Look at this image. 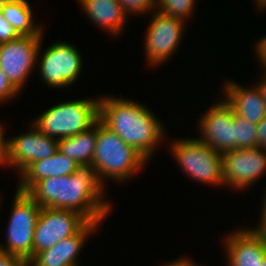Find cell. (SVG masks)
Returning <instances> with one entry per match:
<instances>
[{
  "label": "cell",
  "mask_w": 266,
  "mask_h": 266,
  "mask_svg": "<svg viewBox=\"0 0 266 266\" xmlns=\"http://www.w3.org/2000/svg\"><path fill=\"white\" fill-rule=\"evenodd\" d=\"M195 0H156V10L161 14L187 21L193 15Z\"/></svg>",
  "instance_id": "obj_22"
},
{
  "label": "cell",
  "mask_w": 266,
  "mask_h": 266,
  "mask_svg": "<svg viewBox=\"0 0 266 266\" xmlns=\"http://www.w3.org/2000/svg\"><path fill=\"white\" fill-rule=\"evenodd\" d=\"M15 191L6 231L7 244L0 243V251L28 263L33 258V237L41 207L26 192Z\"/></svg>",
  "instance_id": "obj_6"
},
{
  "label": "cell",
  "mask_w": 266,
  "mask_h": 266,
  "mask_svg": "<svg viewBox=\"0 0 266 266\" xmlns=\"http://www.w3.org/2000/svg\"><path fill=\"white\" fill-rule=\"evenodd\" d=\"M171 154L185 174L209 185H224L222 153L214 151L199 138H177L169 144Z\"/></svg>",
  "instance_id": "obj_5"
},
{
  "label": "cell",
  "mask_w": 266,
  "mask_h": 266,
  "mask_svg": "<svg viewBox=\"0 0 266 266\" xmlns=\"http://www.w3.org/2000/svg\"><path fill=\"white\" fill-rule=\"evenodd\" d=\"M263 76H261V80H259V83L257 84L259 90L261 91L262 94V98L265 102V106H266V72H262Z\"/></svg>",
  "instance_id": "obj_32"
},
{
  "label": "cell",
  "mask_w": 266,
  "mask_h": 266,
  "mask_svg": "<svg viewBox=\"0 0 266 266\" xmlns=\"http://www.w3.org/2000/svg\"><path fill=\"white\" fill-rule=\"evenodd\" d=\"M254 50L256 51L255 54H257V60L261 63V67H263V71L266 72V36H263L262 39L258 41V43L255 44Z\"/></svg>",
  "instance_id": "obj_28"
},
{
  "label": "cell",
  "mask_w": 266,
  "mask_h": 266,
  "mask_svg": "<svg viewBox=\"0 0 266 266\" xmlns=\"http://www.w3.org/2000/svg\"><path fill=\"white\" fill-rule=\"evenodd\" d=\"M88 220L70 209L41 208L33 237V257L76 234Z\"/></svg>",
  "instance_id": "obj_9"
},
{
  "label": "cell",
  "mask_w": 266,
  "mask_h": 266,
  "mask_svg": "<svg viewBox=\"0 0 266 266\" xmlns=\"http://www.w3.org/2000/svg\"><path fill=\"white\" fill-rule=\"evenodd\" d=\"M0 266H27L18 256L0 251Z\"/></svg>",
  "instance_id": "obj_27"
},
{
  "label": "cell",
  "mask_w": 266,
  "mask_h": 266,
  "mask_svg": "<svg viewBox=\"0 0 266 266\" xmlns=\"http://www.w3.org/2000/svg\"><path fill=\"white\" fill-rule=\"evenodd\" d=\"M59 150L47 159L31 163L20 175L17 190L28 192L38 181L48 177H60L73 174L79 167Z\"/></svg>",
  "instance_id": "obj_17"
},
{
  "label": "cell",
  "mask_w": 266,
  "mask_h": 266,
  "mask_svg": "<svg viewBox=\"0 0 266 266\" xmlns=\"http://www.w3.org/2000/svg\"><path fill=\"white\" fill-rule=\"evenodd\" d=\"M27 133L9 139V164L18 176L33 162L47 159L58 150V140L42 134L33 124Z\"/></svg>",
  "instance_id": "obj_13"
},
{
  "label": "cell",
  "mask_w": 266,
  "mask_h": 266,
  "mask_svg": "<svg viewBox=\"0 0 266 266\" xmlns=\"http://www.w3.org/2000/svg\"><path fill=\"white\" fill-rule=\"evenodd\" d=\"M91 21L106 29L111 36H118L124 30L128 15L118 0H77Z\"/></svg>",
  "instance_id": "obj_18"
},
{
  "label": "cell",
  "mask_w": 266,
  "mask_h": 266,
  "mask_svg": "<svg viewBox=\"0 0 266 266\" xmlns=\"http://www.w3.org/2000/svg\"><path fill=\"white\" fill-rule=\"evenodd\" d=\"M225 101L234 113L251 123L258 124L266 116V106L258 86L245 88L234 81H227L223 86Z\"/></svg>",
  "instance_id": "obj_16"
},
{
  "label": "cell",
  "mask_w": 266,
  "mask_h": 266,
  "mask_svg": "<svg viewBox=\"0 0 266 266\" xmlns=\"http://www.w3.org/2000/svg\"><path fill=\"white\" fill-rule=\"evenodd\" d=\"M19 37L20 35L17 33V31L10 25V23L0 12V44L7 43Z\"/></svg>",
  "instance_id": "obj_25"
},
{
  "label": "cell",
  "mask_w": 266,
  "mask_h": 266,
  "mask_svg": "<svg viewBox=\"0 0 266 266\" xmlns=\"http://www.w3.org/2000/svg\"><path fill=\"white\" fill-rule=\"evenodd\" d=\"M224 186L246 190L266 174V151L261 148L234 149L222 153Z\"/></svg>",
  "instance_id": "obj_11"
},
{
  "label": "cell",
  "mask_w": 266,
  "mask_h": 266,
  "mask_svg": "<svg viewBox=\"0 0 266 266\" xmlns=\"http://www.w3.org/2000/svg\"><path fill=\"white\" fill-rule=\"evenodd\" d=\"M234 149L258 147V125L251 123L233 111Z\"/></svg>",
  "instance_id": "obj_21"
},
{
  "label": "cell",
  "mask_w": 266,
  "mask_h": 266,
  "mask_svg": "<svg viewBox=\"0 0 266 266\" xmlns=\"http://www.w3.org/2000/svg\"><path fill=\"white\" fill-rule=\"evenodd\" d=\"M97 138V122L75 136L58 140V150L78 165H91Z\"/></svg>",
  "instance_id": "obj_19"
},
{
  "label": "cell",
  "mask_w": 266,
  "mask_h": 266,
  "mask_svg": "<svg viewBox=\"0 0 266 266\" xmlns=\"http://www.w3.org/2000/svg\"><path fill=\"white\" fill-rule=\"evenodd\" d=\"M255 1L254 4H256L255 7H258L259 10H263V8H266V0H253ZM262 8V9H261Z\"/></svg>",
  "instance_id": "obj_33"
},
{
  "label": "cell",
  "mask_w": 266,
  "mask_h": 266,
  "mask_svg": "<svg viewBox=\"0 0 266 266\" xmlns=\"http://www.w3.org/2000/svg\"><path fill=\"white\" fill-rule=\"evenodd\" d=\"M40 46L37 58L39 75L46 85L53 88H65L75 84L83 70L81 54L76 46L63 41L50 45L42 53ZM40 58V59H39Z\"/></svg>",
  "instance_id": "obj_7"
},
{
  "label": "cell",
  "mask_w": 266,
  "mask_h": 266,
  "mask_svg": "<svg viewBox=\"0 0 266 266\" xmlns=\"http://www.w3.org/2000/svg\"><path fill=\"white\" fill-rule=\"evenodd\" d=\"M145 35V59L152 67L170 60L178 50L185 31V21L155 10Z\"/></svg>",
  "instance_id": "obj_10"
},
{
  "label": "cell",
  "mask_w": 266,
  "mask_h": 266,
  "mask_svg": "<svg viewBox=\"0 0 266 266\" xmlns=\"http://www.w3.org/2000/svg\"><path fill=\"white\" fill-rule=\"evenodd\" d=\"M8 0H0V12L2 10V8L4 7V4L7 2Z\"/></svg>",
  "instance_id": "obj_34"
},
{
  "label": "cell",
  "mask_w": 266,
  "mask_h": 266,
  "mask_svg": "<svg viewBox=\"0 0 266 266\" xmlns=\"http://www.w3.org/2000/svg\"><path fill=\"white\" fill-rule=\"evenodd\" d=\"M104 184L92 165H80L71 175L38 181L27 194L41 207L70 209L88 221L102 223L111 212Z\"/></svg>",
  "instance_id": "obj_1"
},
{
  "label": "cell",
  "mask_w": 266,
  "mask_h": 266,
  "mask_svg": "<svg viewBox=\"0 0 266 266\" xmlns=\"http://www.w3.org/2000/svg\"><path fill=\"white\" fill-rule=\"evenodd\" d=\"M124 12L128 15L147 14L156 9V0H118ZM140 13V14H139Z\"/></svg>",
  "instance_id": "obj_23"
},
{
  "label": "cell",
  "mask_w": 266,
  "mask_h": 266,
  "mask_svg": "<svg viewBox=\"0 0 266 266\" xmlns=\"http://www.w3.org/2000/svg\"><path fill=\"white\" fill-rule=\"evenodd\" d=\"M19 91L12 85L5 73L0 69V104L8 102L19 95Z\"/></svg>",
  "instance_id": "obj_24"
},
{
  "label": "cell",
  "mask_w": 266,
  "mask_h": 266,
  "mask_svg": "<svg viewBox=\"0 0 266 266\" xmlns=\"http://www.w3.org/2000/svg\"><path fill=\"white\" fill-rule=\"evenodd\" d=\"M258 125V148L266 151V116L257 124Z\"/></svg>",
  "instance_id": "obj_29"
},
{
  "label": "cell",
  "mask_w": 266,
  "mask_h": 266,
  "mask_svg": "<svg viewBox=\"0 0 266 266\" xmlns=\"http://www.w3.org/2000/svg\"><path fill=\"white\" fill-rule=\"evenodd\" d=\"M154 115L148 107L134 100L99 97V121L147 161L165 138L164 124Z\"/></svg>",
  "instance_id": "obj_2"
},
{
  "label": "cell",
  "mask_w": 266,
  "mask_h": 266,
  "mask_svg": "<svg viewBox=\"0 0 266 266\" xmlns=\"http://www.w3.org/2000/svg\"><path fill=\"white\" fill-rule=\"evenodd\" d=\"M5 129L3 128V125L0 123V166L8 165L9 164V138L5 139Z\"/></svg>",
  "instance_id": "obj_26"
},
{
  "label": "cell",
  "mask_w": 266,
  "mask_h": 266,
  "mask_svg": "<svg viewBox=\"0 0 266 266\" xmlns=\"http://www.w3.org/2000/svg\"><path fill=\"white\" fill-rule=\"evenodd\" d=\"M261 266H266V257H265V259H264V261H263Z\"/></svg>",
  "instance_id": "obj_35"
},
{
  "label": "cell",
  "mask_w": 266,
  "mask_h": 266,
  "mask_svg": "<svg viewBox=\"0 0 266 266\" xmlns=\"http://www.w3.org/2000/svg\"><path fill=\"white\" fill-rule=\"evenodd\" d=\"M43 34L44 30L38 36H20L0 44V69L19 92H22L32 69L37 67Z\"/></svg>",
  "instance_id": "obj_8"
},
{
  "label": "cell",
  "mask_w": 266,
  "mask_h": 266,
  "mask_svg": "<svg viewBox=\"0 0 266 266\" xmlns=\"http://www.w3.org/2000/svg\"><path fill=\"white\" fill-rule=\"evenodd\" d=\"M164 266H200V265L196 264L194 260L192 261V259L189 257H182L178 258L177 260L175 259V261H171L170 263L168 262Z\"/></svg>",
  "instance_id": "obj_31"
},
{
  "label": "cell",
  "mask_w": 266,
  "mask_h": 266,
  "mask_svg": "<svg viewBox=\"0 0 266 266\" xmlns=\"http://www.w3.org/2000/svg\"><path fill=\"white\" fill-rule=\"evenodd\" d=\"M101 223L88 221L76 234L65 238L49 249L38 252L27 266H69L78 265V256Z\"/></svg>",
  "instance_id": "obj_15"
},
{
  "label": "cell",
  "mask_w": 266,
  "mask_h": 266,
  "mask_svg": "<svg viewBox=\"0 0 266 266\" xmlns=\"http://www.w3.org/2000/svg\"><path fill=\"white\" fill-rule=\"evenodd\" d=\"M248 228V229H247ZM231 231L223 242L227 266H261L266 257V234L253 228Z\"/></svg>",
  "instance_id": "obj_14"
},
{
  "label": "cell",
  "mask_w": 266,
  "mask_h": 266,
  "mask_svg": "<svg viewBox=\"0 0 266 266\" xmlns=\"http://www.w3.org/2000/svg\"><path fill=\"white\" fill-rule=\"evenodd\" d=\"M147 160L133 147L127 145L116 133L99 120L92 166L104 184L105 180L124 182L140 172Z\"/></svg>",
  "instance_id": "obj_3"
},
{
  "label": "cell",
  "mask_w": 266,
  "mask_h": 266,
  "mask_svg": "<svg viewBox=\"0 0 266 266\" xmlns=\"http://www.w3.org/2000/svg\"><path fill=\"white\" fill-rule=\"evenodd\" d=\"M198 121L199 139L214 151L224 153L234 150L233 109L223 99L205 111Z\"/></svg>",
  "instance_id": "obj_12"
},
{
  "label": "cell",
  "mask_w": 266,
  "mask_h": 266,
  "mask_svg": "<svg viewBox=\"0 0 266 266\" xmlns=\"http://www.w3.org/2000/svg\"><path fill=\"white\" fill-rule=\"evenodd\" d=\"M32 11L28 0H8L1 13L20 36H38L43 26L34 22Z\"/></svg>",
  "instance_id": "obj_20"
},
{
  "label": "cell",
  "mask_w": 266,
  "mask_h": 266,
  "mask_svg": "<svg viewBox=\"0 0 266 266\" xmlns=\"http://www.w3.org/2000/svg\"><path fill=\"white\" fill-rule=\"evenodd\" d=\"M263 200H262V205L260 208V213H261V217H260V220H259V225L258 227L256 226L254 229L260 233H264L266 234V196L262 197ZM262 209V210H261Z\"/></svg>",
  "instance_id": "obj_30"
},
{
  "label": "cell",
  "mask_w": 266,
  "mask_h": 266,
  "mask_svg": "<svg viewBox=\"0 0 266 266\" xmlns=\"http://www.w3.org/2000/svg\"><path fill=\"white\" fill-rule=\"evenodd\" d=\"M99 120V97L61 102L41 113L33 125L57 140L88 130Z\"/></svg>",
  "instance_id": "obj_4"
}]
</instances>
